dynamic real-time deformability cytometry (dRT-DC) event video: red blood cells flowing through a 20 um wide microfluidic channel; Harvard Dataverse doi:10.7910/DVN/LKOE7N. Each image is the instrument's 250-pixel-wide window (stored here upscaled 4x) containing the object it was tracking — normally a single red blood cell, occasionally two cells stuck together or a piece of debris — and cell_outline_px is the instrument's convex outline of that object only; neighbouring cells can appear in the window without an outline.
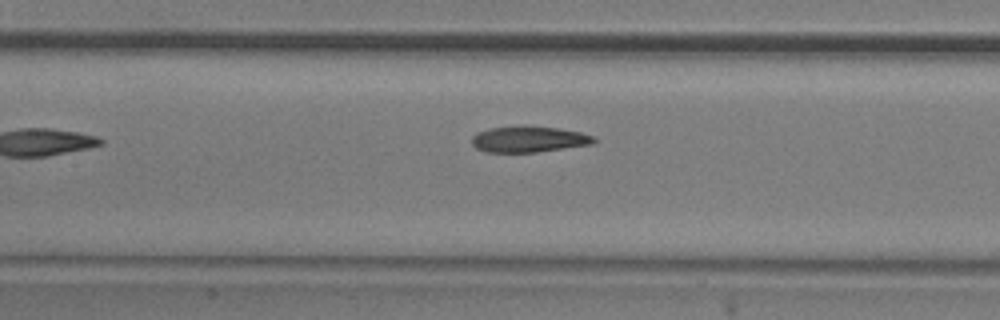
{"species": "common noctule bat (a hibernating species)", "species_latin": "Nyctalus noctula", "temperature_condition": "room temperature", "stored_images_in_passage": 7, "camera_frame_rate_fps": 3000, "um_per_image_px": 0.085, "animal": {"sex": "male", "body_mass_g": 20.5, "forearm_length_mm": 52.5}, "frame": {"image": 1, "passage_image": 6, "time_ms": 1.667, "image_size_px": [1000, 320], "cell_outline_px": [[596, 140], [592, 144], [536, 152], [488, 152], [476, 148], [472, 144], [472, 136], [476, 132], [488, 128], [556, 128], [580, 132], [596, 136]], "centroid_in_image_um": [44.95, 11.87], "position_along_channel_um": 162.5, "area_um2": 17.86}}
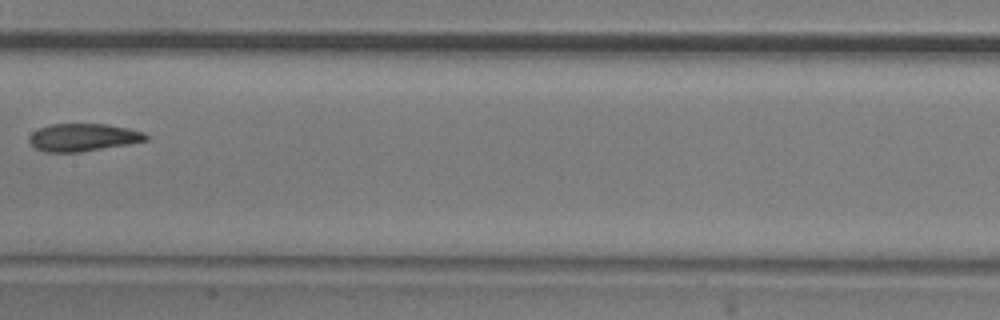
{"frame": {"image": 2, "passage_image": 7, "time_ms": 2.0, "image_size_px": [1000, 320], "cell_outline_px": [[148, 140], [128, 144], [80, 152], [44, 152], [36, 148], [28, 140], [28, 136], [32, 132], [40, 128], [52, 124], [104, 124], [128, 128], [144, 132], [148, 136]], "centroid_in_image_um": [7.05, 11.68], "position_along_channel_um": 200.3, "area_um2": 18.73}}